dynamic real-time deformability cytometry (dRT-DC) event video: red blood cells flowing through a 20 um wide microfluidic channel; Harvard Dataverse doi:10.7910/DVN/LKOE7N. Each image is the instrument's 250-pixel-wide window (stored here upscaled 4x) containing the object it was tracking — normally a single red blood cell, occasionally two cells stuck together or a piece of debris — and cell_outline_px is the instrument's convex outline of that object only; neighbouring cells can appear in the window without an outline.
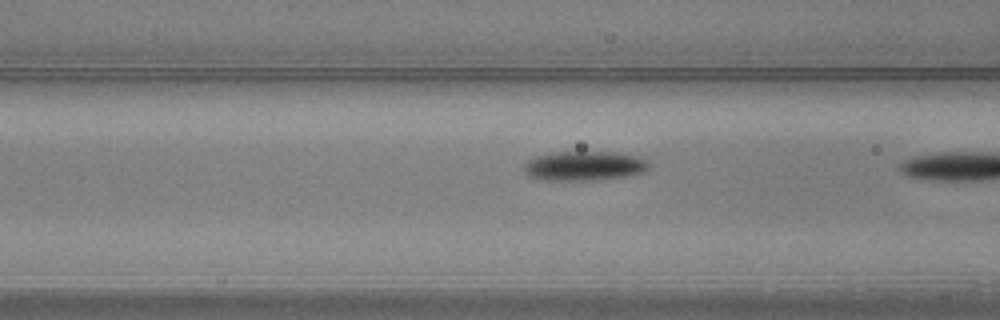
{"species": "common noctule bat (a hibernating species)", "species_latin": "Nyctalus noctula", "temperature_condition": "warm", "stored_images_in_passage": 11, "camera_frame_rate_fps": 3000, "um_per_image_px": 0.085, "animal": {"sex": "male", "body_mass_g": 20.5, "forearm_length_mm": 52.5}, "frame": {"image": 1, "passage_image": 10, "time_ms": 3.0, "image_size_px": [1000, 320], "cell_outline_px": [[648, 168], [640, 172], [624, 176], [596, 180], [544, 180], [528, 176], [524, 172], [524, 164], [528, 160], [536, 156], [552, 152], [616, 152], [636, 156], [644, 160], [648, 164]], "centroid_in_image_um": [49.58, 14.1], "position_along_channel_um": 117.0, "area_um2": 21.21}}